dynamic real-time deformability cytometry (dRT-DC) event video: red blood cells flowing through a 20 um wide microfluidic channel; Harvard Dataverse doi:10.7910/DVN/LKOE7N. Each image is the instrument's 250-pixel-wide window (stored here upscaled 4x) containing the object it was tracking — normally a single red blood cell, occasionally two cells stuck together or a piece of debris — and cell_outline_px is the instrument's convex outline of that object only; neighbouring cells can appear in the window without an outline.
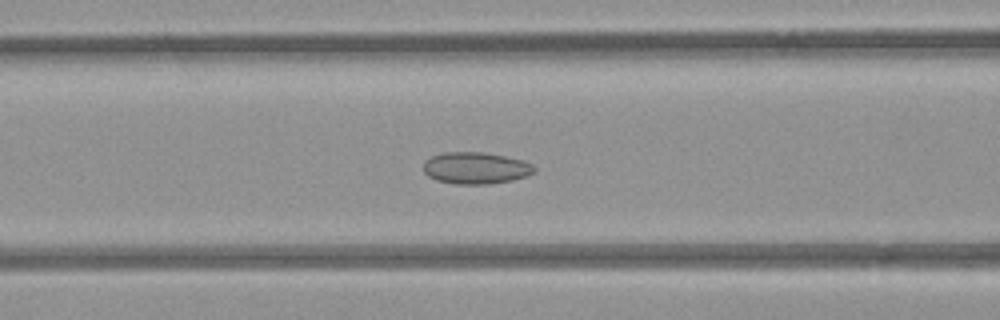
{"species": "common noctule bat (a hibernating species)", "species_latin": "Nyctalus noctula", "temperature_condition": "room temperature", "stored_images_in_passage": 44, "camera_frame_rate_fps": 3000, "um_per_image_px": 0.085, "animal": {"sex": "female", "body_mass_g": 21.9}, "frame": {"image": 1, "passage_image": 12, "time_ms": 3.667, "image_size_px": [1000, 320], "cell_outline_px": [[536, 172], [512, 180], [488, 184], [456, 184], [436, 180], [428, 176], [424, 172], [424, 160], [432, 156], [444, 152], [480, 152], [504, 156], [524, 160], [532, 164], [536, 168]], "centroid_in_image_um": [40.43, 14.28], "position_along_channel_um": 126.2, "area_um2": 20.52}}
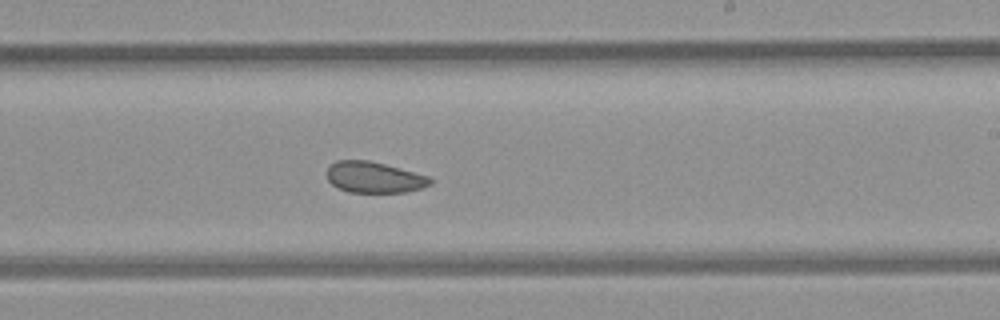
{"frame": {"image": 2, "passage_image": 22, "time_ms": 7.0, "image_size_px": [1000, 320], "cell_outline_px": [[432, 184], [408, 192], [348, 192], [336, 188], [328, 180], [328, 168], [336, 160], [368, 160], [432, 176]], "centroid_in_image_um": [31.83, 15.07], "position_along_channel_um": 257.2, "area_um2": 18.79}}
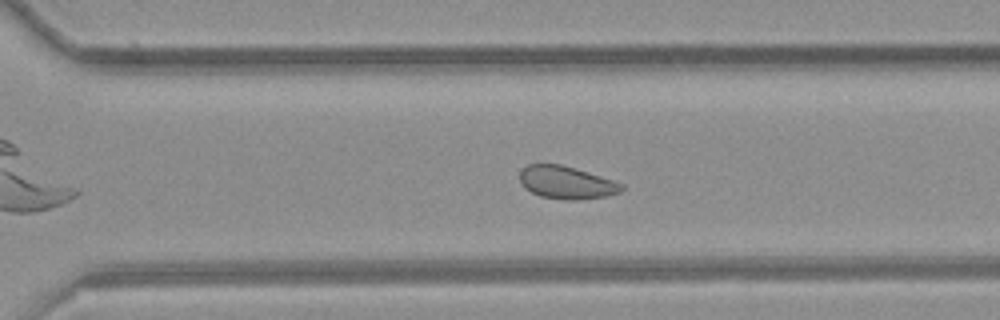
{"frame": {"image": 3, "passage_image": 27, "time_ms": 8.667, "image_size_px": [1000, 320], "cell_outline_px": [[624, 188], [620, 192], [608, 196], [576, 200], [564, 200], [540, 196], [524, 188], [520, 184], [520, 172], [528, 164], [560, 164], [600, 176], [624, 184]], "centroid_in_image_um": [48.14, 15.53], "position_along_channel_um": 322.5, "area_um2": 19.36}, "authors_computed_cell_mechanics": {"area_um2": 20.4612, "velocity_mm_per_s": 3.9438, "shape_relaxation_time_tau1_ms": null, "shape_relaxation_time_tau2_ms": 2.7552, "deformation_change_tau1": null, "deformation_change_tau2": 0.0805}}